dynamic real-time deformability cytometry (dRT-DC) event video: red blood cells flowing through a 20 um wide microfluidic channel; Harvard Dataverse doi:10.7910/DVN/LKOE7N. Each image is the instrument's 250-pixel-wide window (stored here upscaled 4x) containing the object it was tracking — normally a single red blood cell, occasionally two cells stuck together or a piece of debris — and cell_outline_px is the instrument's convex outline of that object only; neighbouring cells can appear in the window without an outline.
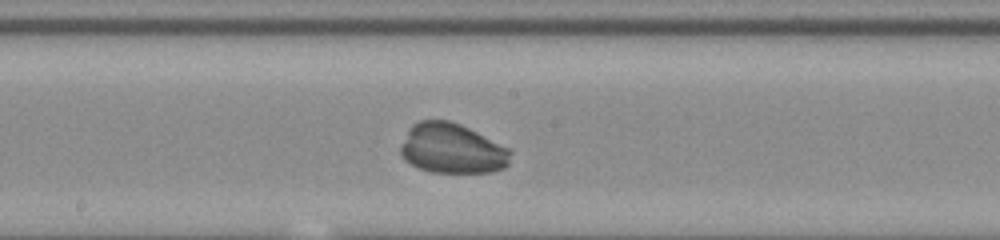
{"species": "common noctule bat (a hibernating species)", "species_latin": "Nyctalus noctula", "temperature_condition": "room temperature", "stored_images_in_passage": 34, "camera_frame_rate_fps": 3000, "um_per_image_px": 0.085, "animal": {"sex": "male", "body_mass_g": 20.0, "forearm_length_mm": 53.3}, "frame": {"image": 1, "passage_image": 18, "time_ms": 5.667, "image_size_px": [1000, 240], "cell_outline_px": [[512, 152], [508, 164], [504, 168], [492, 172], [432, 172], [420, 168], [404, 160], [400, 156], [400, 144], [408, 128], [412, 124], [420, 120], [448, 120], [460, 124], [508, 148]], "centroid_in_image_um": [38.38, 12.62], "position_along_channel_um": 209.8, "area_um2": 32.02}}
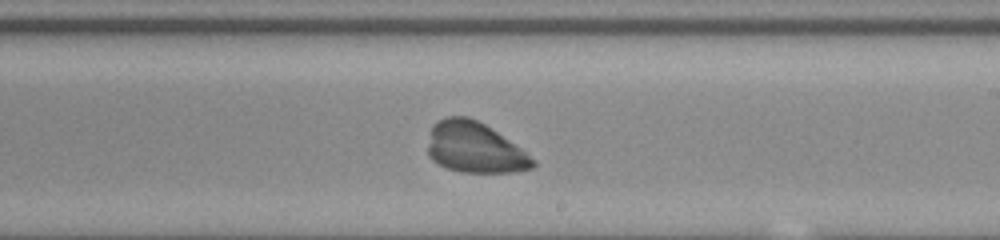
{"frame": {"image": 2, "passage_image": 21, "time_ms": 6.667, "image_size_px": [1000, 240], "cell_outline_px": [[536, 164], [532, 168], [512, 172], [460, 172], [448, 168], [432, 160], [428, 156], [428, 144], [432, 124], [436, 120], [448, 116], [468, 116], [484, 124], [520, 148], [536, 160]], "centroid_in_image_um": [40.31, 12.54], "position_along_channel_um": 248.7, "area_um2": 30.81}}
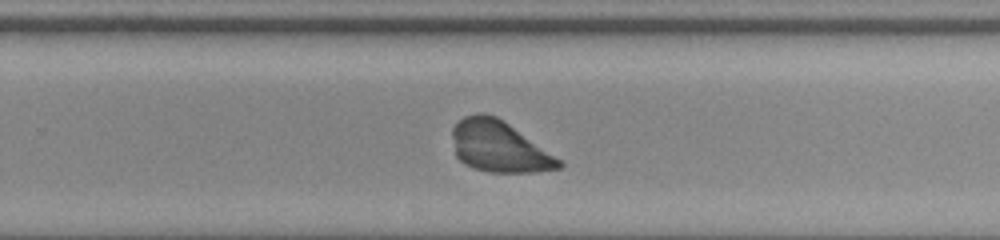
{"frame": {"image": 3, "passage_image": 24, "time_ms": 7.667, "image_size_px": [1000, 240], "cell_outline_px": [[564, 164], [560, 168], [536, 172], [488, 172], [464, 164], [456, 156], [452, 136], [452, 128], [464, 116], [480, 112], [496, 116], [564, 160]], "centroid_in_image_um": [42.45, 12.47], "position_along_channel_um": 287.3, "area_um2": 31.79}}